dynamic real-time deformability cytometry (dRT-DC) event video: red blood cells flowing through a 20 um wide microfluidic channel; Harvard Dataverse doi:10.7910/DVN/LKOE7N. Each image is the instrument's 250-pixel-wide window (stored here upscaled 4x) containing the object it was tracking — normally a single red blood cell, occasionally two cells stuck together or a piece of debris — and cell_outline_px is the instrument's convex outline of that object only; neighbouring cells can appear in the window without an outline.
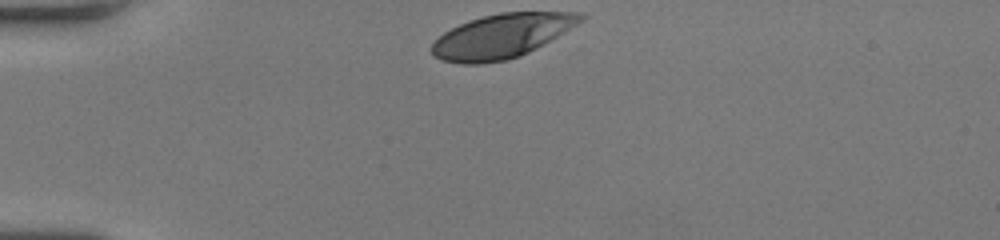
{"species": "human", "species_latin": "Homo sapiens", "temperature_condition": "room temperature", "stored_images_in_passage": 31, "camera_frame_rate_fps": 3000, "um_per_image_px": 0.085, "donor": {"sex": "female"}, "frame": {"image": 1, "passage_image": 1, "time_ms": 0.0, "image_size_px": [1000, 240], "cell_outline_px": [[588, 16], [584, 20], [544, 44], [520, 56], [504, 60], [480, 64], [460, 64], [440, 60], [432, 56], [432, 44], [444, 32], [468, 20], [500, 12], [584, 12]], "centroid_in_image_um": [42.66, 3.06], "position_along_channel_um": 42.3, "area_um2": 38.26}}
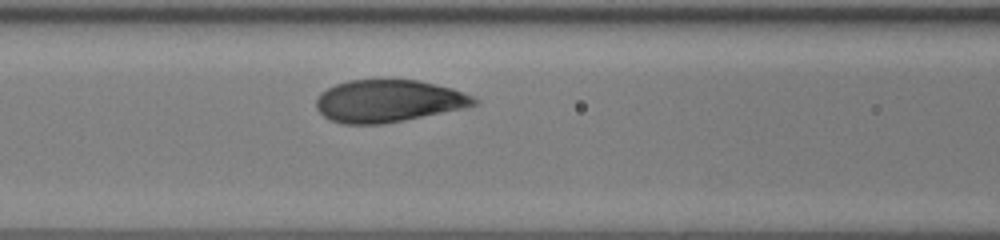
{"frame": {"image": 2, "passage_image": 11, "time_ms": 3.333, "image_size_px": [1000, 240], "cell_outline_px": [[480, 104], [468, 108], [404, 120], [380, 124], [344, 124], [332, 120], [324, 116], [316, 108], [316, 100], [320, 92], [336, 84], [348, 80], [416, 80], [452, 88], [472, 96], [480, 100]], "centroid_in_image_um": [33.05, 8.59], "position_along_channel_um": 133.6, "area_um2": 39.02}}
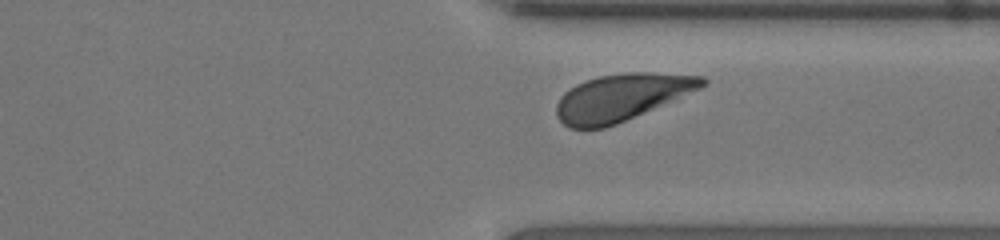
{"frame": {"image": 3, "passage_image": 28, "time_ms": 9.0, "image_size_px": [1000, 240], "cell_outline_px": [[708, 84], [700, 88], [616, 124], [604, 128], [568, 128], [556, 116], [556, 104], [560, 96], [564, 92], [576, 84], [600, 76], [624, 72], [648, 72], [704, 76], [708, 80]], "centroid_in_image_um": [52.8, 8.26], "position_along_channel_um": 358.6, "area_um2": 39.48}, "authors_computed_cell_mechanics": {"area_um2": 39.4774, "velocity_mm_per_s": 3.9549, "shape_relaxation_time_tau1_ms": 2.7773, "shape_relaxation_time_tau2_ms": null, "deformation_change_tau1": 0.1611, "deformation_change_tau2": null}}